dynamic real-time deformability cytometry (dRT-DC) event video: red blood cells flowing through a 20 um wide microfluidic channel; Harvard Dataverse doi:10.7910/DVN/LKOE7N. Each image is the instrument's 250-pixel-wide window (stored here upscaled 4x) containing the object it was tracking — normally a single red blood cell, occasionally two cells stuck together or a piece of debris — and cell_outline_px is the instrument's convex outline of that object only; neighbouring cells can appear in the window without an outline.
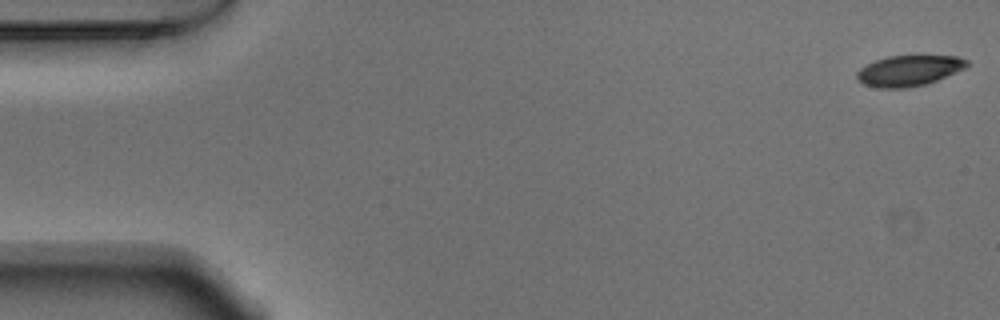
{"species": "Egyptian fruit bat (a non-hibernating species)", "species_latin": "Rousettus aegyptiacus", "temperature_condition": "warm", "stored_images_in_passage": 53, "camera_frame_rate_fps": 3000, "um_per_image_px": 0.085, "animal": {"sex": "male"}, "frame": {"image": 1, "passage_image": 1, "time_ms": 0.0, "image_size_px": [1000, 320], "cell_outline_px": [[968, 64], [964, 68], [936, 80], [924, 84], [904, 88], [876, 88], [864, 84], [856, 80], [856, 72], [860, 68], [876, 60], [888, 56], [960, 56], [968, 60]], "centroid_in_image_um": [77.21, 6.0], "position_along_channel_um": 7.8, "area_um2": 19.48}}
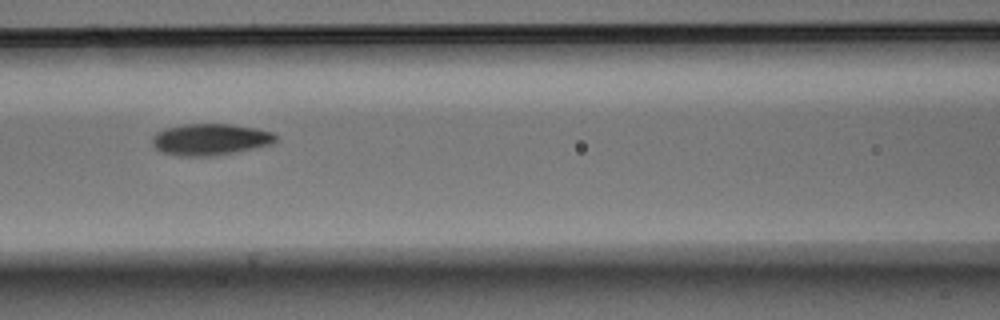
{"frame": {"image": 2, "passage_image": 23, "time_ms": 7.333, "image_size_px": [1000, 320], "cell_outline_px": [[276, 140], [272, 144], [236, 152], [212, 156], [176, 156], [160, 152], [152, 144], [152, 136], [156, 132], [164, 128], [184, 124], [232, 124], [256, 128], [272, 132], [276, 136]], "centroid_in_image_um": [17.83, 11.85], "position_along_channel_um": 148.8, "area_um2": 22.89}}
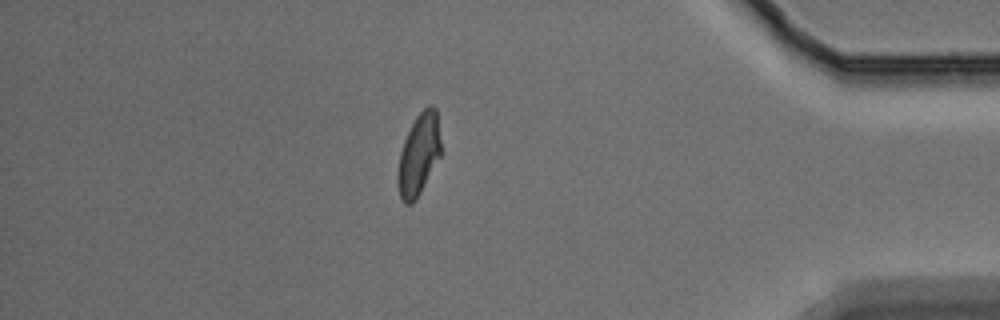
{"frame": {"image": 3, "passage_image": 46, "time_ms": 15.0, "image_size_px": [1000, 320], "cell_outline_px": [[440, 156], [416, 200], [412, 204], [404, 204], [400, 196], [396, 180], [396, 176], [400, 152], [404, 140], [416, 116], [428, 104], [432, 104], [436, 108], [440, 140]], "centroid_in_image_um": [35.57, 13.15], "position_along_channel_um": 399.6, "area_um2": 20.46}, "authors_computed_cell_mechanics": {"area_um2": 21.386, "velocity_mm_per_s": 3.77, "shape_relaxation_time_tau1_ms": 3.4257, "shape_relaxation_time_tau2_ms": 2.1471, "deformation_change_tau1": 0.1349, "deformation_change_tau2": 0.0672}}